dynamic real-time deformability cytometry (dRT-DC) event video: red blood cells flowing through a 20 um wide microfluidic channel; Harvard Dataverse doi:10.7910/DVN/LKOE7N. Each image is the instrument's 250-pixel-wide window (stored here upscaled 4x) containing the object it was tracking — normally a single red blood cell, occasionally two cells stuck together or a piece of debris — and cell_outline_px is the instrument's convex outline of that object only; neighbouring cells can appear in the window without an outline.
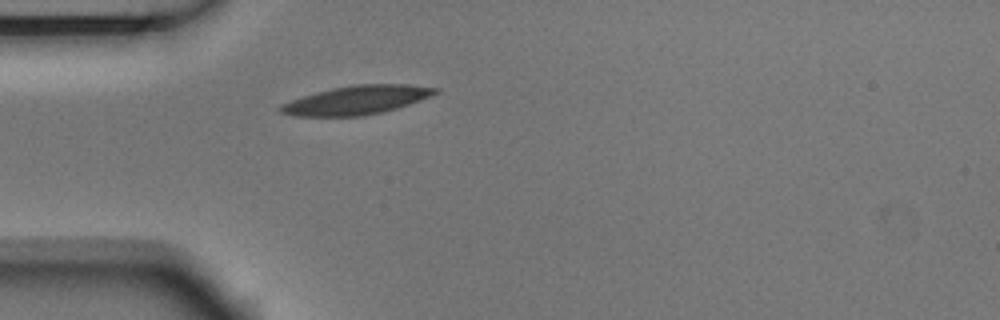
{"species": "Egyptian fruit bat (a non-hibernating species)", "species_latin": "Rousettus aegyptiacus", "temperature_condition": "room temperature", "stored_images_in_passage": 1, "camera_frame_rate_fps": 3000, "um_per_image_px": 0.085, "animal": {"sex": "male"}, "frame": {"image": 1, "passage_image": 1, "time_ms": 0.0, "image_size_px": [1000, 320], "cell_outline_px": [[440, 92], [420, 100], [396, 108], [380, 112], [360, 116], [296, 116], [280, 112], [276, 108], [280, 104], [316, 92], [332, 88], [356, 84], [412, 84], [440, 88]], "centroid_in_image_um": [30.32, 8.49], "position_along_channel_um": 54.7, "area_um2": 25.84}}